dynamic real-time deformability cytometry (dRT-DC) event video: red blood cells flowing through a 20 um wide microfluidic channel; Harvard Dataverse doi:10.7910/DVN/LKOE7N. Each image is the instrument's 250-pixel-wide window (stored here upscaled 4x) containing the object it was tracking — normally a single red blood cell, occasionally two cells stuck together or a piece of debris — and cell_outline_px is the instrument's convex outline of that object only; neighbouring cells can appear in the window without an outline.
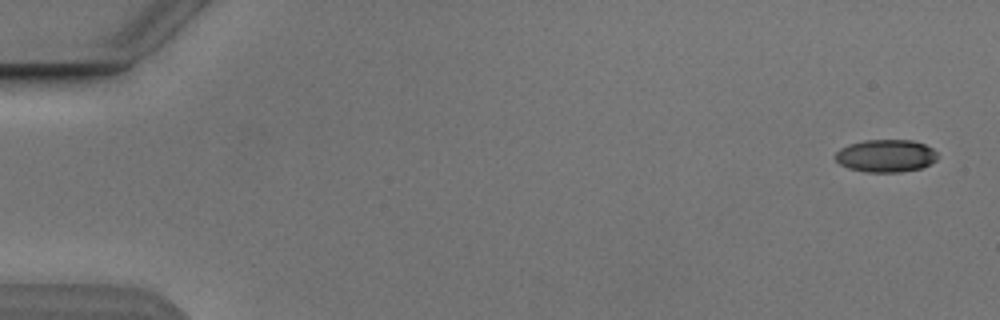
{"species": "Egyptian fruit bat (a non-hibernating species)", "species_latin": "Rousettus aegyptiacus", "temperature_condition": "cold", "stored_images_in_passage": 6, "segment_of_instrument_passage": [2, 2], "camera_frame_rate_fps": 3000, "um_per_image_px": 0.085, "animal": {"sex": "male"}, "frame": {"image": 1, "passage_image": 6, "time_ms": 6.0, "image_size_px": [1000, 320], "cell_outline_px": [[940, 156], [936, 160], [920, 168], [900, 172], [868, 172], [848, 168], [840, 164], [832, 156], [840, 148], [848, 144], [864, 140], [912, 140], [924, 144], [932, 148]], "centroid_in_image_um": [75.27, 13.24], "position_along_channel_um": 9.7, "area_um2": 19.54}}